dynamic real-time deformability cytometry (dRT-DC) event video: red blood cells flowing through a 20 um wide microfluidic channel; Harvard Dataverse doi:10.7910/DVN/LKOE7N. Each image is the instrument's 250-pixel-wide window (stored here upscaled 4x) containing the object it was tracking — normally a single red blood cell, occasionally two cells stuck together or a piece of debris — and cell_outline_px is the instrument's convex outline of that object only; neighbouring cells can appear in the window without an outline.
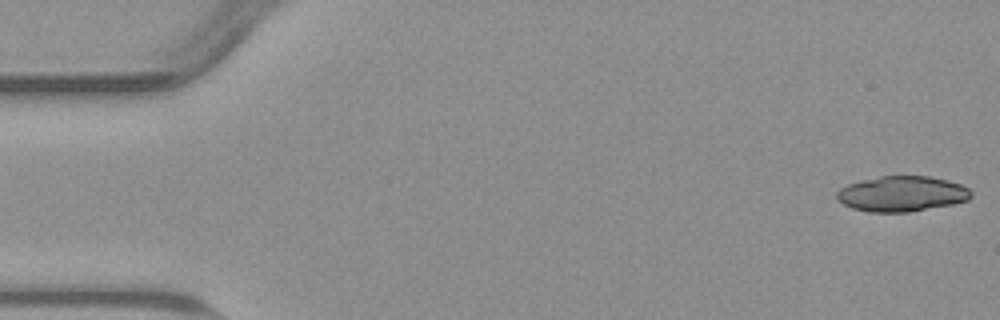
{"species": "common noctule bat (a hibernating species)", "species_latin": "Nyctalus noctula", "temperature_condition": "warm", "stored_images_in_passage": 18, "camera_frame_rate_fps": 3000, "um_per_image_px": 0.085, "animal": {"sex": "male", "body_mass_g": 23.1, "forearm_length_mm": 52.7}, "frame": {"image": 1, "passage_image": 1, "time_ms": 0.0, "image_size_px": [1000, 320], "cell_outline_px": [[972, 196], [968, 200], [952, 204], [908, 212], [868, 212], [852, 208], [844, 204], [836, 196], [836, 192], [840, 188], [848, 184], [880, 176], [928, 176], [948, 180], [960, 184], [968, 188], [972, 192]], "centroid_in_image_um": [76.67, 16.47], "position_along_channel_um": 8.3, "area_um2": 27.57}}